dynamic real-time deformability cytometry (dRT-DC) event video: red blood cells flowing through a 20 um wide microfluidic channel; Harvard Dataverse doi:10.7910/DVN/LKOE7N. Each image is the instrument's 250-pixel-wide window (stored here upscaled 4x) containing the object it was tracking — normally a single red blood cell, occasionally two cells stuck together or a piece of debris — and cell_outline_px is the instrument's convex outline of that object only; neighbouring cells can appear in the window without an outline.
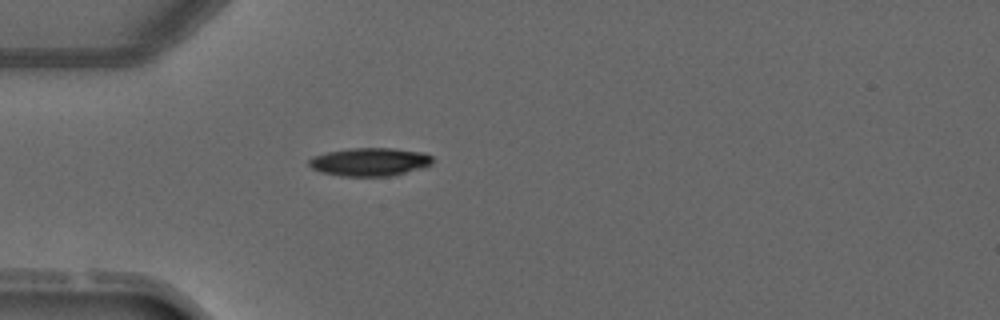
{"species": "common noctule bat (a hibernating species)", "species_latin": "Nyctalus noctula", "temperature_condition": "warm", "stored_images_in_passage": 4, "camera_frame_rate_fps": 3000, "um_per_image_px": 0.085, "animal": {"sex": "male", "forearm_length_mm": 52.5}, "frame": {"image": 1, "passage_image": 4, "time_ms": 3.667, "image_size_px": [1000, 320], "cell_outline_px": [[432, 164], [424, 168], [392, 176], [340, 176], [320, 172], [312, 168], [308, 164], [308, 160], [312, 156], [328, 152], [352, 148], [392, 148], [424, 152], [432, 156]], "centroid_in_image_um": [31.45, 13.76], "position_along_channel_um": 53.6, "area_um2": 20.52}}